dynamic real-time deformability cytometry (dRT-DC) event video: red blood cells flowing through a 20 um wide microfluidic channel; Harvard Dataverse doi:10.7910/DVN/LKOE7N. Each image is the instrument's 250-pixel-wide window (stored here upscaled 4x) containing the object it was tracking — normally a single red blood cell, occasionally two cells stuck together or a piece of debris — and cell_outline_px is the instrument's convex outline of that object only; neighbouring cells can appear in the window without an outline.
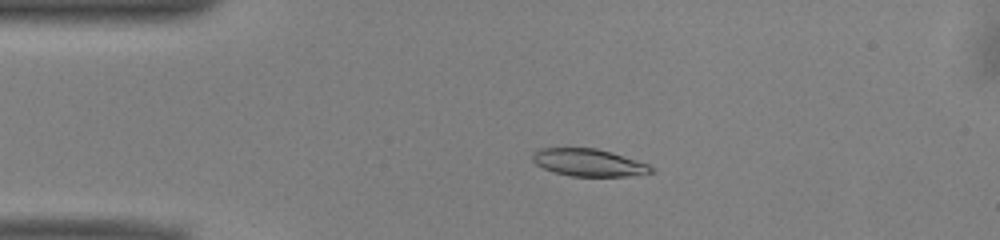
{"species": "common noctule bat (a hibernating species)", "species_latin": "Nyctalus noctula", "temperature_condition": "warm", "stored_images_in_passage": 45, "camera_frame_rate_fps": 3000, "um_per_image_px": 0.085, "animal": {"sex": "male", "body_mass_g": 13.0, "forearm_length_mm": 53.1}, "frame": {"image": 1, "passage_image": 4, "time_ms": 1.0, "image_size_px": [1000, 240], "cell_outline_px": [[656, 172], [628, 176], [572, 176], [556, 172], [544, 168], [536, 164], [532, 160], [532, 152], [540, 148], [596, 148], [612, 152], [648, 164], [656, 168]], "centroid_in_image_um": [50.07, 13.81], "position_along_channel_um": 34.9, "area_um2": 18.96}}
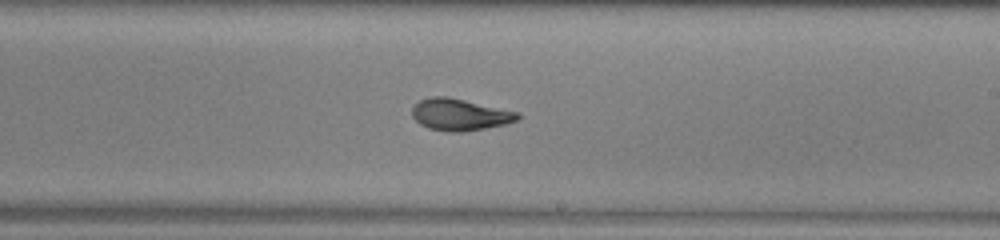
{"frame": {"image": 2, "passage_image": 23, "time_ms": 7.333, "image_size_px": [1000, 240], "cell_outline_px": [[520, 116], [516, 120], [504, 124], [464, 132], [448, 132], [428, 128], [420, 124], [412, 116], [412, 108], [420, 100], [432, 96], [448, 96], [520, 112]], "centroid_in_image_um": [39.07, 9.74], "position_along_channel_um": 249.9, "area_um2": 19.54}}
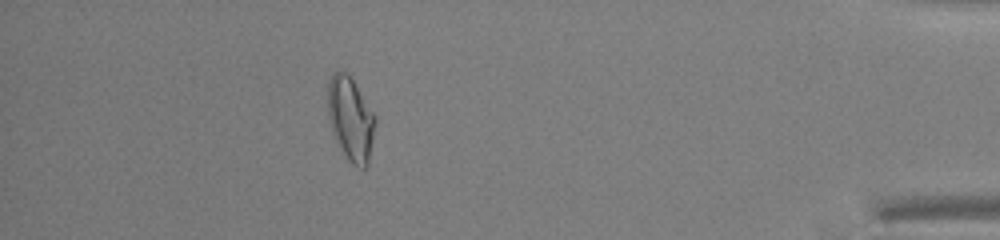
{"frame": {"image": 3, "passage_image": 39, "time_ms": 12.667, "image_size_px": [1000, 240], "cell_outline_px": [[376, 124], [368, 164], [364, 168], [360, 168], [352, 164], [348, 160], [340, 148], [332, 132], [328, 116], [328, 80], [332, 72], [348, 72], [376, 116]], "centroid_in_image_um": [29.81, 10.1], "position_along_channel_um": 405.4, "area_um2": 23.29}, "authors_computed_cell_mechanics": {"area_um2": 19.5364, "velocity_mm_per_s": 3.9539, "shape_relaxation_time_tau1_ms": 4.9616, "shape_relaxation_time_tau2_ms": 1.4739, "deformation_change_tau1": 0.169, "deformation_change_tau2": 0.0713}}